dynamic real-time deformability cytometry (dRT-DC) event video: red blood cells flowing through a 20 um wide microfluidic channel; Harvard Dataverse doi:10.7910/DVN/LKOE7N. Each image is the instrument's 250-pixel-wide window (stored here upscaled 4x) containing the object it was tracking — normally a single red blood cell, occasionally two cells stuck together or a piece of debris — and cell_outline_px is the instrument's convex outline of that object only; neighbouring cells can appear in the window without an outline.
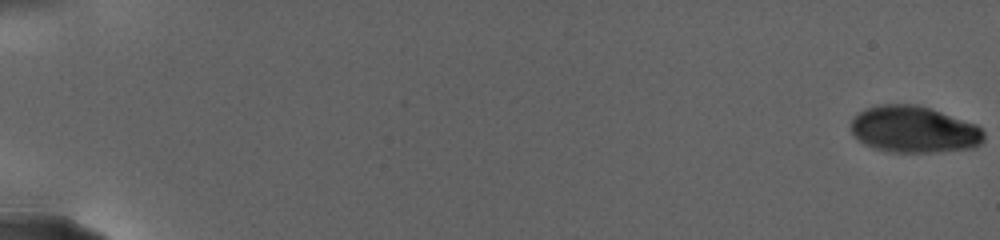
{"species": "human", "species_latin": "Homo sapiens", "temperature_condition": "warm", "stored_images_in_passage": 30, "camera_frame_rate_fps": 3000, "um_per_image_px": 0.085, "donor": {"sex": "female"}, "frame": {"image": 1, "passage_image": 1, "time_ms": 0.0, "image_size_px": [1000, 240], "cell_outline_px": [[984, 140], [976, 148], [936, 152], [888, 152], [872, 148], [864, 144], [852, 132], [852, 120], [864, 108], [884, 104], [916, 104], [976, 124], [984, 132]], "centroid_in_image_um": [77.7, 11.02], "position_along_channel_um": 7.3, "area_um2": 36.07}}
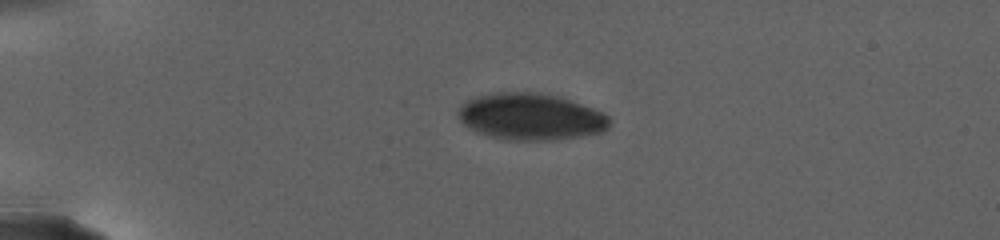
{"frame": {"image": 2, "passage_image": 20, "time_ms": 7.333, "image_size_px": [1000, 240], "cell_outline_px": [[608, 128], [604, 132], [580, 136], [552, 140], [504, 140], [488, 136], [476, 132], [468, 128], [460, 120], [456, 112], [460, 104], [476, 96], [492, 92], [532, 92], [556, 96], [592, 108], [608, 116]], "centroid_in_image_um": [45.03, 9.93], "position_along_channel_um": 40.0, "area_um2": 41.15}}